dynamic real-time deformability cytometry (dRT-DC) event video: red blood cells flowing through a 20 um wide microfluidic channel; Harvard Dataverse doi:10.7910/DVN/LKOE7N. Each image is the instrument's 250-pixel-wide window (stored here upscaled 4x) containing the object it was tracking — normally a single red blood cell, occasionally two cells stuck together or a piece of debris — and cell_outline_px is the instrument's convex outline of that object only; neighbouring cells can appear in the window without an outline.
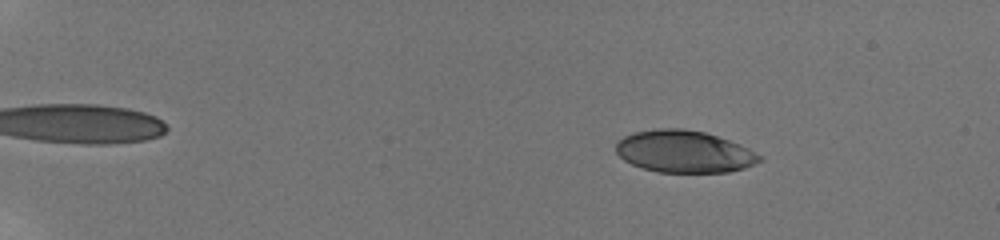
{"species": "human", "species_latin": "Homo sapiens", "temperature_condition": "room temperature", "stored_images_in_passage": 14, "camera_frame_rate_fps": 3000, "um_per_image_px": 0.085, "donor": {"sex": "male"}, "frame": {"image": 1, "passage_image": 4, "time_ms": 1.667, "image_size_px": [1000, 240], "cell_outline_px": [[764, 160], [756, 164], [744, 168], [728, 172], [656, 172], [632, 164], [624, 160], [616, 152], [616, 144], [624, 136], [632, 132], [656, 128], [680, 128], [704, 132], [740, 144], [764, 156]], "centroid_in_image_um": [58.18, 12.88], "position_along_channel_um": 26.8, "area_um2": 35.37}}
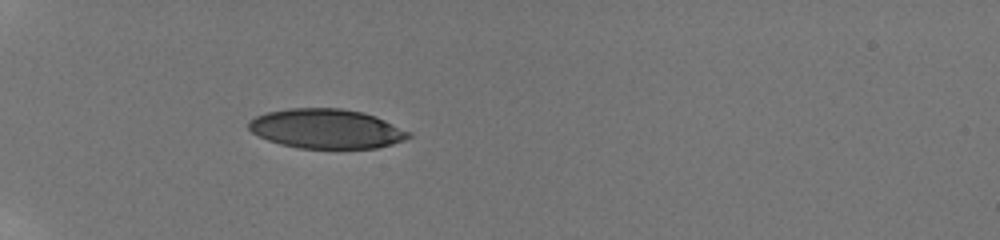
{"frame": {"image": 2, "passage_image": 11, "time_ms": 5.333, "image_size_px": [1000, 240], "cell_outline_px": [[412, 136], [404, 140], [392, 144], [376, 148], [300, 148], [280, 144], [268, 140], [252, 132], [248, 128], [248, 120], [256, 116], [268, 112], [288, 108], [340, 108], [364, 112], [376, 116], [412, 132]], "centroid_in_image_um": [27.76, 10.94], "position_along_channel_um": 57.2, "area_um2": 36.93}}